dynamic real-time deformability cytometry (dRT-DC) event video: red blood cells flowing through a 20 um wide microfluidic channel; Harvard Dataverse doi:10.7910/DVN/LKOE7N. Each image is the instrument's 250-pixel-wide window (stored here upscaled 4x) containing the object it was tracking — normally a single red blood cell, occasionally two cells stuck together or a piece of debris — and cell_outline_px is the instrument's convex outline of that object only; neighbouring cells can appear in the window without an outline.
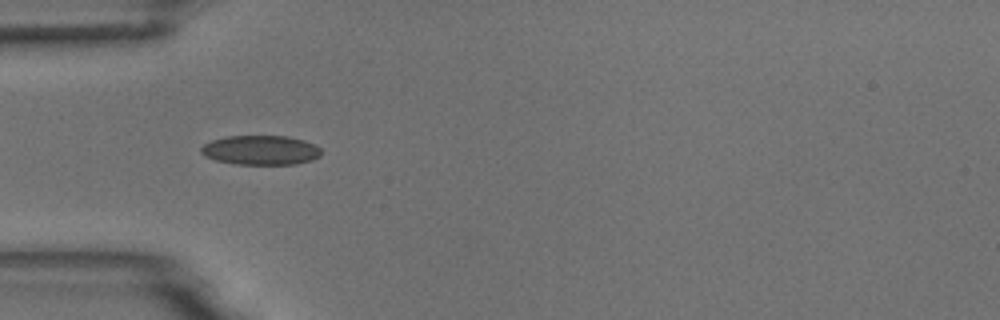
{"species": "common noctule bat (a hibernating species)", "species_latin": "Nyctalus noctula", "temperature_condition": "room temperature", "stored_images_in_passage": 53, "camera_frame_rate_fps": 3000, "um_per_image_px": 0.085, "animal": {"sex": "male", "body_mass_g": 18.8}, "frame": {"image": 1, "passage_image": 16, "time_ms": 5.0, "image_size_px": [1000, 320], "cell_outline_px": [[320, 156], [312, 160], [296, 164], [236, 164], [216, 160], [204, 156], [200, 152], [200, 148], [204, 144], [212, 140], [228, 136], [288, 136], [304, 140], [320, 148]], "centroid_in_image_um": [22.14, 12.76], "position_along_channel_um": 62.9, "area_um2": 20.58}}
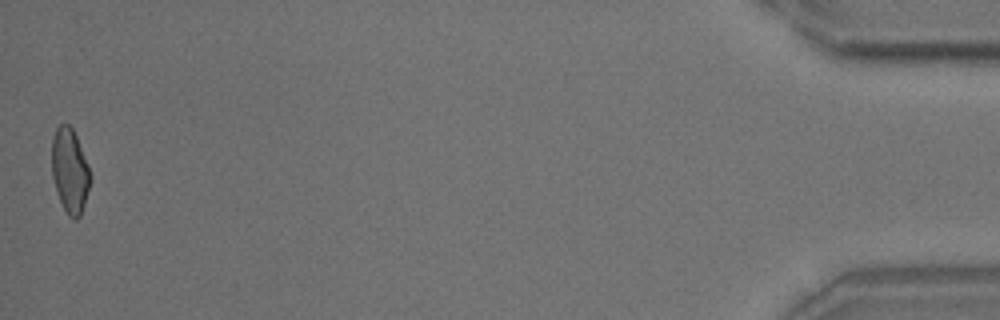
{"frame": {"image": 2, "passage_image": 53, "time_ms": 17.333, "image_size_px": [1000, 320], "cell_outline_px": [[92, 180], [80, 216], [76, 220], [72, 220], [68, 216], [60, 200], [52, 176], [52, 136], [56, 128], [60, 124], [68, 124], [72, 128], [76, 136], [88, 164], [92, 176]], "centroid_in_image_um": [5.95, 14.52], "position_along_channel_um": 429.2, "area_um2": 19.02}, "authors_computed_cell_mechanics": {"area_um2": 19.652, "velocity_mm_per_s": 3.7385, "shape_relaxation_time_tau1_ms": 5.8639, "shape_relaxation_time_tau2_ms": 1.6253, "deformation_change_tau1": 0.134, "deformation_change_tau2": 0.0799}}